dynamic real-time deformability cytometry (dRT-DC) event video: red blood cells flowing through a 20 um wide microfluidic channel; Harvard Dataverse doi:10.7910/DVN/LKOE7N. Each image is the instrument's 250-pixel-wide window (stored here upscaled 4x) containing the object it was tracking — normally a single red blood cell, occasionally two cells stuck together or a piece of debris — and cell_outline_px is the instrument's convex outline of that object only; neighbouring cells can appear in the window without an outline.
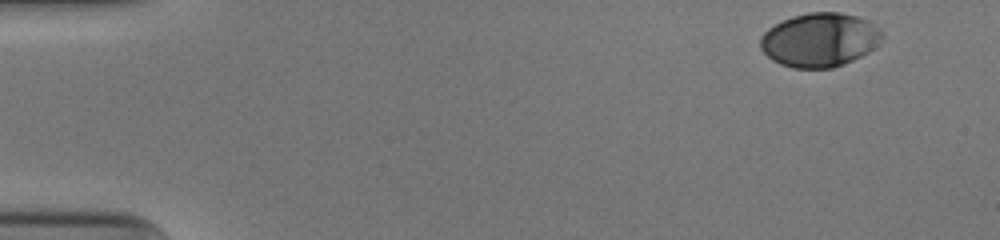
{"species": "human", "species_latin": "Homo sapiens", "temperature_condition": "cold", "stored_images_in_passage": 41, "camera_frame_rate_fps": 3000, "um_per_image_px": 0.085, "donor": {"sex": "male"}, "frame": {"image": 1, "passage_image": 1, "time_ms": 0.0, "image_size_px": [1000, 240], "cell_outline_px": [[884, 36], [880, 44], [868, 52], [844, 64], [832, 68], [792, 68], [780, 64], [772, 60], [760, 48], [760, 36], [768, 28], [792, 16], [808, 12], [840, 12], [856, 16], [868, 20], [884, 32]], "centroid_in_image_um": [69.69, 3.39], "position_along_channel_um": 15.3, "area_um2": 38.49}}
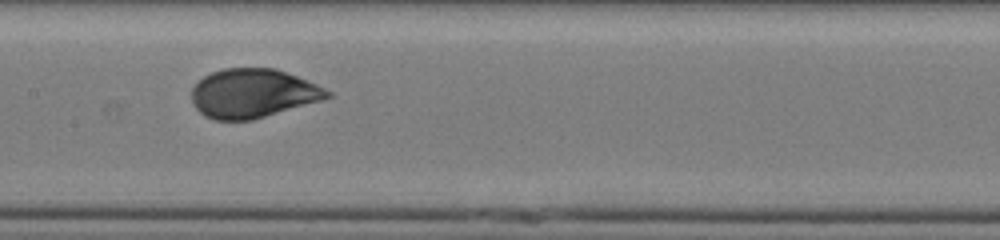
{"frame": {"image": 2, "passage_image": 24, "time_ms": 7.667, "image_size_px": [1000, 240], "cell_outline_px": [[332, 96], [320, 100], [252, 120], [216, 120], [204, 116], [192, 104], [192, 88], [204, 76], [212, 72], [224, 68], [272, 68], [296, 76], [316, 84], [332, 92]], "centroid_in_image_um": [21.46, 7.94], "position_along_channel_um": 185.9, "area_um2": 38.26}}
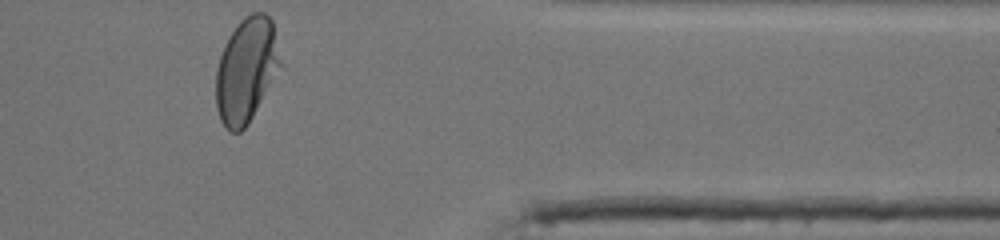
{"frame": {"image": 3, "passage_image": 41, "time_ms": 13.333, "image_size_px": [1000, 240], "cell_outline_px": [[280, 64], [248, 124], [240, 132], [228, 132], [220, 120], [216, 108], [216, 72], [220, 56], [224, 44], [236, 24], [240, 20], [252, 12], [264, 12], [272, 20]], "centroid_in_image_um": [20.87, 5.96], "position_along_channel_um": 390.5, "area_um2": 38.49}, "authors_computed_cell_mechanics": {"area_um2": 38.6682, "velocity_mm_per_s": 3.9134, "shape_relaxation_time_tau1_ms": 3.1894, "shape_relaxation_time_tau2_ms": null, "deformation_change_tau1": 0.1563, "deformation_change_tau2": null}}